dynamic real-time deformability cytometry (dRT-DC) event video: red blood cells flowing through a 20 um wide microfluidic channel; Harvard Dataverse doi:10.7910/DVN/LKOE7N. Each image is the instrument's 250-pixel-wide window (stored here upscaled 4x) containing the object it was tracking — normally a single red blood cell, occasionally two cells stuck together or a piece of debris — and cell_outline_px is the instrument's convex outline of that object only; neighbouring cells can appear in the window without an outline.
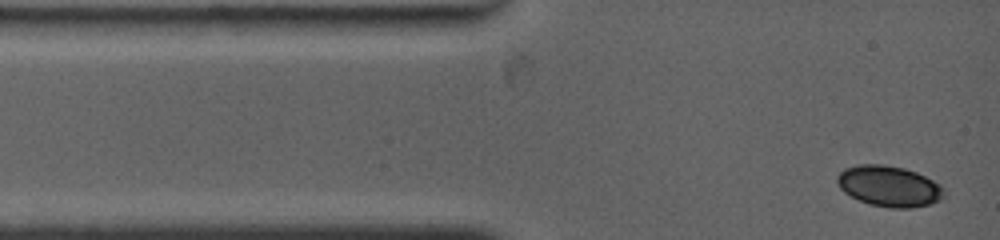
{"species": "common noctule bat (a hibernating species)", "species_latin": "Nyctalus noctula", "temperature_condition": "warm", "stored_images_in_passage": 41, "camera_frame_rate_fps": 4500, "um_per_image_px": 0.085, "animal": {"sex": "female", "body_mass_g": 19.0, "forearm_length_mm": 53.3}, "frame": {"image": 1, "passage_image": 1, "time_ms": 0.0, "image_size_px": [1000, 240], "cell_outline_px": [[944, 196], [940, 200], [928, 204], [912, 208], [888, 208], [868, 204], [844, 192], [840, 188], [836, 180], [836, 176], [844, 168], [856, 164], [880, 164], [904, 168], [916, 172], [940, 184], [944, 188]], "centroid_in_image_um": [75.55, 15.82], "position_along_channel_um": 9.4, "area_um2": 25.49}}
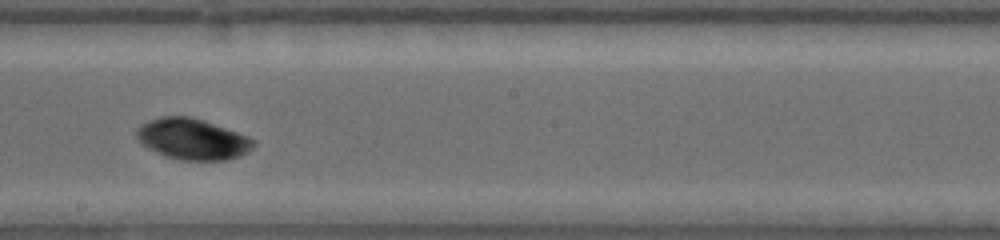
{"frame": {"image": 2, "passage_image": 24, "time_ms": 6.889, "image_size_px": [1000, 240], "cell_outline_px": [[256, 144], [248, 152], [240, 156], [224, 160], [180, 160], [164, 156], [140, 144], [136, 140], [136, 128], [140, 124], [148, 120], [160, 116], [188, 116], [204, 120], [248, 136], [256, 140]], "centroid_in_image_um": [16.33, 11.82], "position_along_channel_um": 231.9, "area_um2": 28.26}}
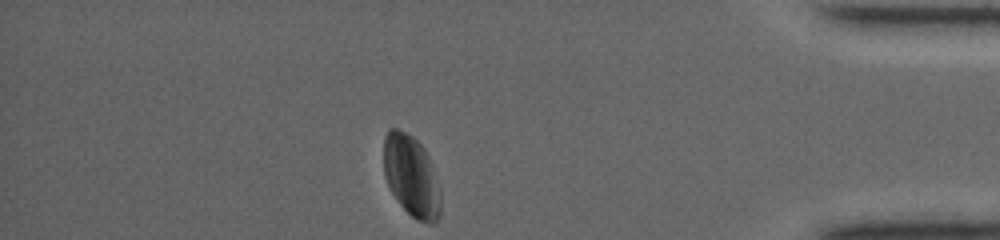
{"frame": {"image": 3, "passage_image": 41, "time_ms": 12.444, "image_size_px": [1000, 240], "cell_outline_px": [[440, 216], [432, 224], [428, 224], [412, 216], [400, 204], [392, 192], [384, 176], [384, 136], [388, 128], [396, 128], [412, 136], [424, 148], [428, 156], [440, 188]], "centroid_in_image_um": [34.96, 14.96], "position_along_channel_um": 400.2, "area_um2": 26.82}, "authors_computed_cell_mechanics": {"area_um2": 26.8192, "velocity_mm_per_s": 3.7987, "shape_relaxation_time_tau1_ms": 1.4547, "shape_relaxation_time_tau2_ms": null, "deformation_change_tau1": 0.0557, "deformation_change_tau2": null}}